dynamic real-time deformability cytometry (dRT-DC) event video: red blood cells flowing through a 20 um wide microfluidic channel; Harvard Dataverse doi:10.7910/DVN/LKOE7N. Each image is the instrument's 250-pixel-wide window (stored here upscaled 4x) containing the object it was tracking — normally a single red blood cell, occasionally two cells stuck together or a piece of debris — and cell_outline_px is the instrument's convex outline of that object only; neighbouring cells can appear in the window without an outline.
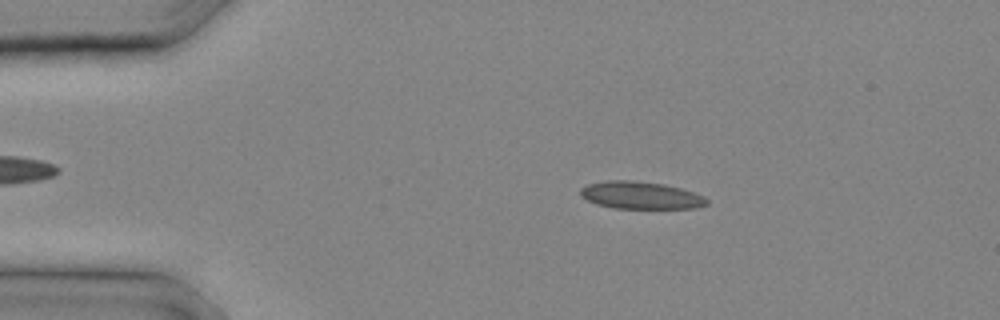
{"species": "common noctule bat (a hibernating species)", "species_latin": "Nyctalus noctula", "temperature_condition": "cold", "stored_images_in_passage": 10, "camera_frame_rate_fps": 3000, "um_per_image_px": 0.085, "animal": {"sex": "male", "body_mass_g": 20.4}, "frame": {"image": 1, "passage_image": 4, "time_ms": 1.0, "image_size_px": [1000, 320], "cell_outline_px": [[676, 208], [628, 208], [604, 204], [592, 200], [584, 192], [604, 184], [648, 184], [668, 188]], "centroid_in_image_um": [53.76, 16.65], "position_along_channel_um": 31.2, "area_um2": 12.72}}